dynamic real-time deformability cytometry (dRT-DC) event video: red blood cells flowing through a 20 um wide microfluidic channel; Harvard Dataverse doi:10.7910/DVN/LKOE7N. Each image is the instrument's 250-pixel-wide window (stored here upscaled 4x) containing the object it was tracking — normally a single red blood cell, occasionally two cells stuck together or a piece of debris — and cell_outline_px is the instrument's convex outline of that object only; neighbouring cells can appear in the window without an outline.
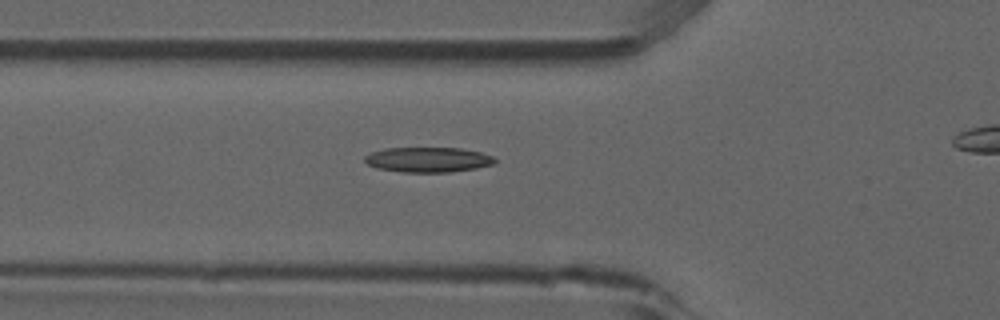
{"species": "common noctule bat (a hibernating species)", "species_latin": "Nyctalus noctula", "temperature_condition": "room temperature", "stored_images_in_passage": 7, "segment_of_instrument_passage": [1, 2], "camera_frame_rate_fps": 3000, "um_per_image_px": 0.085, "animal": {"sex": "male", "forearm_length_mm": 52.5}, "frame": {"image": 1, "passage_image": 6, "time_ms": 1.667, "image_size_px": [1000, 320], "cell_outline_px": [[496, 160], [492, 164], [476, 168], [452, 172], [400, 172], [376, 168], [368, 164], [364, 160], [364, 156], [372, 152], [384, 148], [460, 148], [480, 152], [492, 156]], "centroid_in_image_um": [36.35, 13.57], "position_along_channel_um": 89.4, "area_um2": 18.96}}